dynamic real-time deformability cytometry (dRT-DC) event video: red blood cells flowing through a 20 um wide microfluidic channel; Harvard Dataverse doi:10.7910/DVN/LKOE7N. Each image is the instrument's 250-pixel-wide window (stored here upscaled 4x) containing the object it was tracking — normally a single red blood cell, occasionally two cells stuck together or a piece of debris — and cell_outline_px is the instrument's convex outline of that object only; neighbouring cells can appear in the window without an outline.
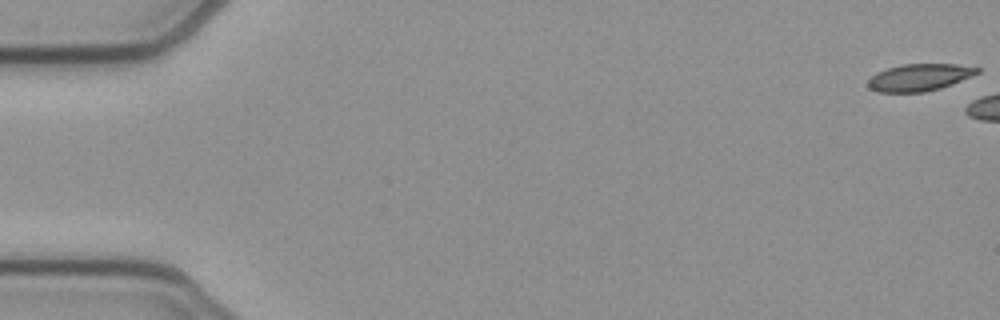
{"species": "common noctule bat (a hibernating species)", "species_latin": "Nyctalus noctula", "temperature_condition": "cold", "stored_images_in_passage": 5, "camera_frame_rate_fps": 3000, "um_per_image_px": 0.085, "animal": {"sex": "female", "body_mass_g": 21.9}, "frame": {"image": 1, "passage_image": 1, "time_ms": 0.0, "image_size_px": [1000, 320], "cell_outline_px": [[980, 72], [972, 76], [952, 84], [940, 88], [924, 92], [876, 92], [868, 88], [868, 80], [876, 72], [900, 64], [956, 64], [980, 68]], "centroid_in_image_um": [78.13, 6.58], "position_along_channel_um": 6.9, "area_um2": 17.28}}